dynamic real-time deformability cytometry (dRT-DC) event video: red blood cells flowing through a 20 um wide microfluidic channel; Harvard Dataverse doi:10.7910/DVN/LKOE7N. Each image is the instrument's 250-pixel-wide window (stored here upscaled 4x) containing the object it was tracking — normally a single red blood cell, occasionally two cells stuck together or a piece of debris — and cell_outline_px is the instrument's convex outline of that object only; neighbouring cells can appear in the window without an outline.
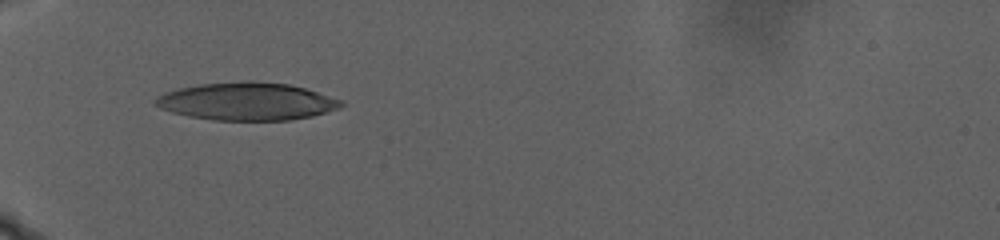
{"species": "human", "species_latin": "Homo sapiens", "temperature_condition": "warm", "stored_images_in_passage": 33, "camera_frame_rate_fps": 3000, "um_per_image_px": 0.085, "donor": {"sex": "male"}, "frame": {"image": 1, "passage_image": 1, "time_ms": 0.0, "image_size_px": [1000, 240], "cell_outline_px": [[344, 104], [340, 108], [312, 116], [292, 120], [212, 120], [188, 116], [172, 112], [160, 108], [156, 104], [156, 96], [164, 92], [176, 88], [200, 84], [244, 80], [252, 80], [288, 84], [304, 88], [344, 100]], "centroid_in_image_um": [20.99, 8.61], "position_along_channel_um": 64.0, "area_um2": 41.1}}
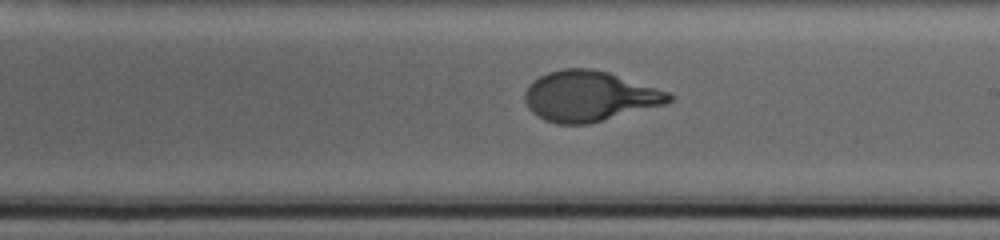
{"frame": {"image": 2, "passage_image": 18, "time_ms": 5.667, "image_size_px": [1000, 240], "cell_outline_px": [[676, 96], [672, 100], [664, 104], [588, 124], [556, 124], [544, 120], [536, 116], [528, 108], [524, 100], [524, 92], [528, 84], [532, 80], [548, 72], [564, 68], [592, 68], [608, 72], [668, 92]], "centroid_in_image_um": [50.04, 8.17], "position_along_channel_um": 239.0, "area_um2": 42.25}}
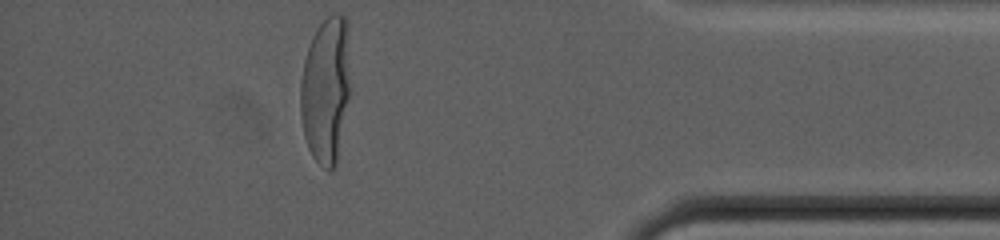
{"frame": {"image": 3, "passage_image": 33, "time_ms": 10.667, "image_size_px": [1000, 240], "cell_outline_px": [[352, 92], [336, 164], [328, 172], [312, 156], [308, 148], [304, 136], [300, 112], [300, 80], [304, 60], [312, 36], [316, 28], [332, 12], [336, 12], [344, 16], [348, 24]], "centroid_in_image_um": [27.74, 7.6], "position_along_channel_um": 407.5, "area_um2": 44.1}, "authors_computed_cell_mechanics": {"area_um2": 41.8472, "velocity_mm_per_s": 3.4225, "shape_relaxation_time_tau1_ms": 5.9192, "shape_relaxation_time_tau2_ms": null, "deformation_change_tau1": 0.3232, "deformation_change_tau2": null}}